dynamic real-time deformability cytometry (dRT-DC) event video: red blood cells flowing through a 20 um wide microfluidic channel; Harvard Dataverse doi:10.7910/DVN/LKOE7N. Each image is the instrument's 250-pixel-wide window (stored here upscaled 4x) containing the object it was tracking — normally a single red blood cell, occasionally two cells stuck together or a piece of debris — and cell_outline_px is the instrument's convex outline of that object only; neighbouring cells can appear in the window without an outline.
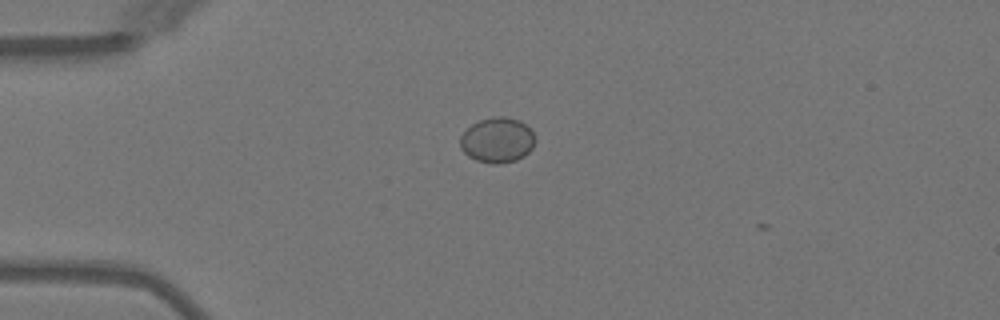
{"species": "Egyptian fruit bat (a non-hibernating species)", "species_latin": "Rousettus aegyptiacus", "temperature_condition": "warm", "stored_images_in_passage": 2, "camera_frame_rate_fps": 3000, "um_per_image_px": 0.085, "animal": {"sex": "female"}, "frame": {"image": 1, "passage_image": 1, "time_ms": 0.0, "image_size_px": [1000, 320], "cell_outline_px": [[536, 140], [532, 148], [524, 156], [516, 160], [496, 164], [492, 164], [476, 160], [468, 156], [460, 148], [460, 136], [472, 124], [480, 120], [496, 116], [504, 116], [520, 120], [536, 136]], "centroid_in_image_um": [42.27, 11.91], "position_along_channel_um": 42.7, "area_um2": 19.77}}